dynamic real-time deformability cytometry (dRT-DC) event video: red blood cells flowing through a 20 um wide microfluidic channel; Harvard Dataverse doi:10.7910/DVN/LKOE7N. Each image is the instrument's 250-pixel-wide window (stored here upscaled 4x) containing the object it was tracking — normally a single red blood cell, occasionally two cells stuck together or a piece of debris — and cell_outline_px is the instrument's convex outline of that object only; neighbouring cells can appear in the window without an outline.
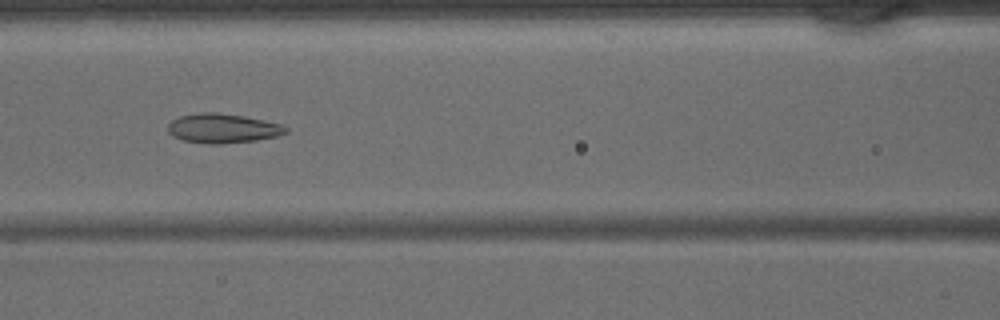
{"species": "common noctule bat (a hibernating species)", "species_latin": "Nyctalus noctula", "temperature_condition": "warm", "stored_images_in_passage": 33, "camera_frame_rate_fps": 3000, "um_per_image_px": 0.085, "animal": {"sex": "male", "body_mass_g": 15.6}, "frame": {"image": 1, "passage_image": 10, "time_ms": 3.0, "image_size_px": [1000, 320], "cell_outline_px": [[288, 132], [276, 136], [256, 140], [220, 144], [208, 144], [184, 140], [172, 136], [168, 132], [168, 124], [172, 120], [180, 116], [200, 112], [220, 112], [244, 116], [264, 120], [280, 124], [288, 128]], "centroid_in_image_um": [18.92, 10.9], "position_along_channel_um": 147.7, "area_um2": 20.23}}
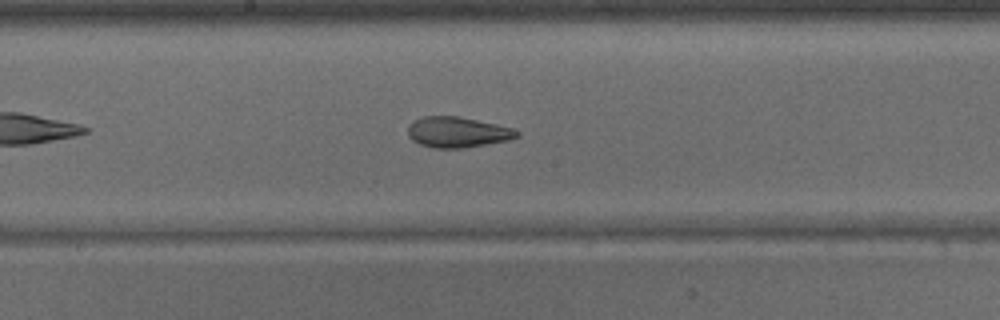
{"frame": {"image": 2, "passage_image": 14, "time_ms": 4.333, "image_size_px": [1000, 320], "cell_outline_px": [[520, 136], [508, 140], [464, 148], [432, 148], [420, 144], [412, 140], [408, 136], [408, 124], [412, 120], [424, 116], [456, 116], [496, 124], [512, 128], [520, 132]], "centroid_in_image_um": [38.85, 11.24], "position_along_channel_um": 209.3, "area_um2": 19.48}}
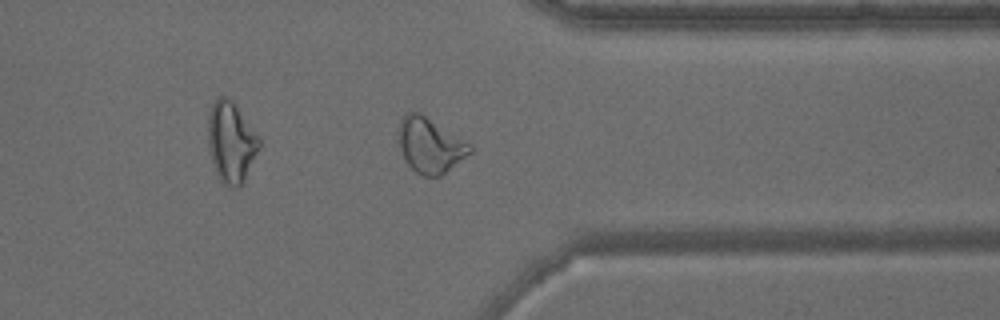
{"frame": {"image": 3, "passage_image": 25, "time_ms": 8.0, "image_size_px": [1000, 320], "cell_outline_px": [[472, 152], [440, 176], [424, 176], [416, 172], [404, 160], [400, 148], [400, 120], [408, 112], [420, 112], [472, 144]], "centroid_in_image_um": [36.58, 12.35], "position_along_channel_um": 374.8, "area_um2": 22.66}}